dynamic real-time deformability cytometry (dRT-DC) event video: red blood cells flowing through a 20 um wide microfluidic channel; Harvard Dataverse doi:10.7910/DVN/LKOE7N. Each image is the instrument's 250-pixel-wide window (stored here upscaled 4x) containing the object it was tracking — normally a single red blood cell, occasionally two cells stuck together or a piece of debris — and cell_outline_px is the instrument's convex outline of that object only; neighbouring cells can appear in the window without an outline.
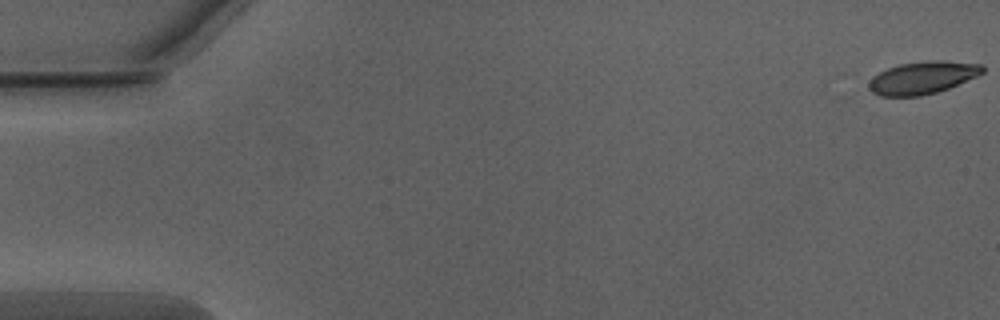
{"species": "Egyptian fruit bat (a non-hibernating species)", "species_latin": "Rousettus aegyptiacus", "temperature_condition": "warm", "stored_images_in_passage": 8, "camera_frame_rate_fps": 3000, "um_per_image_px": 0.085, "animal": {"sex": "male"}, "frame": {"image": 1, "passage_image": 1, "time_ms": 0.0, "image_size_px": [1000, 320], "cell_outline_px": [[984, 72], [976, 76], [948, 88], [936, 92], [920, 96], [880, 96], [872, 92], [868, 88], [868, 84], [872, 76], [888, 68], [900, 64], [928, 60], [944, 60], [980, 64], [984, 68]], "centroid_in_image_um": [78.39, 6.6], "position_along_channel_um": 6.6, "area_um2": 21.44}}